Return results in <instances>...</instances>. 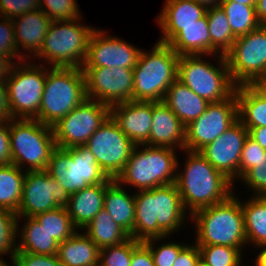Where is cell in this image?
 I'll return each instance as SVG.
<instances>
[{
	"mask_svg": "<svg viewBox=\"0 0 266 266\" xmlns=\"http://www.w3.org/2000/svg\"><path fill=\"white\" fill-rule=\"evenodd\" d=\"M188 216L175 183L137 191L133 239L171 237L186 225Z\"/></svg>",
	"mask_w": 266,
	"mask_h": 266,
	"instance_id": "1",
	"label": "cell"
},
{
	"mask_svg": "<svg viewBox=\"0 0 266 266\" xmlns=\"http://www.w3.org/2000/svg\"><path fill=\"white\" fill-rule=\"evenodd\" d=\"M183 153L186 154L185 165L182 169L177 161L175 184L189 215L220 203L233 194V182L215 169L200 152L183 149Z\"/></svg>",
	"mask_w": 266,
	"mask_h": 266,
	"instance_id": "2",
	"label": "cell"
},
{
	"mask_svg": "<svg viewBox=\"0 0 266 266\" xmlns=\"http://www.w3.org/2000/svg\"><path fill=\"white\" fill-rule=\"evenodd\" d=\"M197 245H223L243 251L247 246L244 216L235 191L226 200L193 212Z\"/></svg>",
	"mask_w": 266,
	"mask_h": 266,
	"instance_id": "3",
	"label": "cell"
},
{
	"mask_svg": "<svg viewBox=\"0 0 266 266\" xmlns=\"http://www.w3.org/2000/svg\"><path fill=\"white\" fill-rule=\"evenodd\" d=\"M179 55L168 45L156 42L151 51L141 48L133 69V100L160 102L177 80Z\"/></svg>",
	"mask_w": 266,
	"mask_h": 266,
	"instance_id": "4",
	"label": "cell"
},
{
	"mask_svg": "<svg viewBox=\"0 0 266 266\" xmlns=\"http://www.w3.org/2000/svg\"><path fill=\"white\" fill-rule=\"evenodd\" d=\"M177 152L168 147L135 145L116 180L122 186L137 188L136 191L175 183L179 160Z\"/></svg>",
	"mask_w": 266,
	"mask_h": 266,
	"instance_id": "5",
	"label": "cell"
},
{
	"mask_svg": "<svg viewBox=\"0 0 266 266\" xmlns=\"http://www.w3.org/2000/svg\"><path fill=\"white\" fill-rule=\"evenodd\" d=\"M86 99L82 68L48 66L36 120L53 127Z\"/></svg>",
	"mask_w": 266,
	"mask_h": 266,
	"instance_id": "6",
	"label": "cell"
},
{
	"mask_svg": "<svg viewBox=\"0 0 266 266\" xmlns=\"http://www.w3.org/2000/svg\"><path fill=\"white\" fill-rule=\"evenodd\" d=\"M82 19L51 21L42 48L34 60H44V65L49 67L82 68L87 58L90 36L96 29L82 24Z\"/></svg>",
	"mask_w": 266,
	"mask_h": 266,
	"instance_id": "7",
	"label": "cell"
},
{
	"mask_svg": "<svg viewBox=\"0 0 266 266\" xmlns=\"http://www.w3.org/2000/svg\"><path fill=\"white\" fill-rule=\"evenodd\" d=\"M206 56L209 55L179 56L177 79L209 103L221 102L235 93L237 85L231 78L225 55L215 54L214 65L204 59Z\"/></svg>",
	"mask_w": 266,
	"mask_h": 266,
	"instance_id": "8",
	"label": "cell"
},
{
	"mask_svg": "<svg viewBox=\"0 0 266 266\" xmlns=\"http://www.w3.org/2000/svg\"><path fill=\"white\" fill-rule=\"evenodd\" d=\"M12 163L24 171H47L56 148L53 128L36 119H10Z\"/></svg>",
	"mask_w": 266,
	"mask_h": 266,
	"instance_id": "9",
	"label": "cell"
},
{
	"mask_svg": "<svg viewBox=\"0 0 266 266\" xmlns=\"http://www.w3.org/2000/svg\"><path fill=\"white\" fill-rule=\"evenodd\" d=\"M38 64L35 61L19 60L14 63L5 80L13 119L38 117L47 73V67L43 63Z\"/></svg>",
	"mask_w": 266,
	"mask_h": 266,
	"instance_id": "10",
	"label": "cell"
},
{
	"mask_svg": "<svg viewBox=\"0 0 266 266\" xmlns=\"http://www.w3.org/2000/svg\"><path fill=\"white\" fill-rule=\"evenodd\" d=\"M47 172L69 195L108 179L95 156L85 146L56 147L50 155Z\"/></svg>",
	"mask_w": 266,
	"mask_h": 266,
	"instance_id": "11",
	"label": "cell"
},
{
	"mask_svg": "<svg viewBox=\"0 0 266 266\" xmlns=\"http://www.w3.org/2000/svg\"><path fill=\"white\" fill-rule=\"evenodd\" d=\"M233 82L250 84L266 72V25L236 38L232 48L225 54Z\"/></svg>",
	"mask_w": 266,
	"mask_h": 266,
	"instance_id": "12",
	"label": "cell"
},
{
	"mask_svg": "<svg viewBox=\"0 0 266 266\" xmlns=\"http://www.w3.org/2000/svg\"><path fill=\"white\" fill-rule=\"evenodd\" d=\"M109 116V105L87 98L52 127L56 147L84 146Z\"/></svg>",
	"mask_w": 266,
	"mask_h": 266,
	"instance_id": "13",
	"label": "cell"
},
{
	"mask_svg": "<svg viewBox=\"0 0 266 266\" xmlns=\"http://www.w3.org/2000/svg\"><path fill=\"white\" fill-rule=\"evenodd\" d=\"M84 146L95 156L106 176L116 179L124 170L135 144L109 116Z\"/></svg>",
	"mask_w": 266,
	"mask_h": 266,
	"instance_id": "14",
	"label": "cell"
},
{
	"mask_svg": "<svg viewBox=\"0 0 266 266\" xmlns=\"http://www.w3.org/2000/svg\"><path fill=\"white\" fill-rule=\"evenodd\" d=\"M238 121L235 93L221 102L210 103L206 111L186 126L184 149L200 152Z\"/></svg>",
	"mask_w": 266,
	"mask_h": 266,
	"instance_id": "15",
	"label": "cell"
},
{
	"mask_svg": "<svg viewBox=\"0 0 266 266\" xmlns=\"http://www.w3.org/2000/svg\"><path fill=\"white\" fill-rule=\"evenodd\" d=\"M86 96L110 107L133 100V69L123 67H82Z\"/></svg>",
	"mask_w": 266,
	"mask_h": 266,
	"instance_id": "16",
	"label": "cell"
},
{
	"mask_svg": "<svg viewBox=\"0 0 266 266\" xmlns=\"http://www.w3.org/2000/svg\"><path fill=\"white\" fill-rule=\"evenodd\" d=\"M70 195L47 171H26L17 217L37 214L65 207Z\"/></svg>",
	"mask_w": 266,
	"mask_h": 266,
	"instance_id": "17",
	"label": "cell"
},
{
	"mask_svg": "<svg viewBox=\"0 0 266 266\" xmlns=\"http://www.w3.org/2000/svg\"><path fill=\"white\" fill-rule=\"evenodd\" d=\"M107 31L96 28L89 39L87 58L83 67H123L134 69L141 49Z\"/></svg>",
	"mask_w": 266,
	"mask_h": 266,
	"instance_id": "18",
	"label": "cell"
},
{
	"mask_svg": "<svg viewBox=\"0 0 266 266\" xmlns=\"http://www.w3.org/2000/svg\"><path fill=\"white\" fill-rule=\"evenodd\" d=\"M247 137L248 130L238 120L216 140L205 146L200 153L234 184L239 180L241 152Z\"/></svg>",
	"mask_w": 266,
	"mask_h": 266,
	"instance_id": "19",
	"label": "cell"
},
{
	"mask_svg": "<svg viewBox=\"0 0 266 266\" xmlns=\"http://www.w3.org/2000/svg\"><path fill=\"white\" fill-rule=\"evenodd\" d=\"M110 116L121 131L135 144L149 140L152 126V101H135L114 104Z\"/></svg>",
	"mask_w": 266,
	"mask_h": 266,
	"instance_id": "20",
	"label": "cell"
},
{
	"mask_svg": "<svg viewBox=\"0 0 266 266\" xmlns=\"http://www.w3.org/2000/svg\"><path fill=\"white\" fill-rule=\"evenodd\" d=\"M12 22L17 47V59L33 60L31 57H35L42 48L51 23L50 18L41 9H37L13 18Z\"/></svg>",
	"mask_w": 266,
	"mask_h": 266,
	"instance_id": "21",
	"label": "cell"
},
{
	"mask_svg": "<svg viewBox=\"0 0 266 266\" xmlns=\"http://www.w3.org/2000/svg\"><path fill=\"white\" fill-rule=\"evenodd\" d=\"M186 127L176 114L163 102H152V126L149 146L184 149Z\"/></svg>",
	"mask_w": 266,
	"mask_h": 266,
	"instance_id": "22",
	"label": "cell"
},
{
	"mask_svg": "<svg viewBox=\"0 0 266 266\" xmlns=\"http://www.w3.org/2000/svg\"><path fill=\"white\" fill-rule=\"evenodd\" d=\"M206 10L204 5L194 0H165L156 18L162 32L158 42L167 44L181 30V26L196 23L206 14Z\"/></svg>",
	"mask_w": 266,
	"mask_h": 266,
	"instance_id": "23",
	"label": "cell"
},
{
	"mask_svg": "<svg viewBox=\"0 0 266 266\" xmlns=\"http://www.w3.org/2000/svg\"><path fill=\"white\" fill-rule=\"evenodd\" d=\"M113 180L108 178L104 183L89 185L70 195L65 207L78 230L84 229L104 208L105 190Z\"/></svg>",
	"mask_w": 266,
	"mask_h": 266,
	"instance_id": "24",
	"label": "cell"
},
{
	"mask_svg": "<svg viewBox=\"0 0 266 266\" xmlns=\"http://www.w3.org/2000/svg\"><path fill=\"white\" fill-rule=\"evenodd\" d=\"M167 44L179 56L210 55L215 57V54H212V42L206 14L196 23L181 26V30Z\"/></svg>",
	"mask_w": 266,
	"mask_h": 266,
	"instance_id": "25",
	"label": "cell"
},
{
	"mask_svg": "<svg viewBox=\"0 0 266 266\" xmlns=\"http://www.w3.org/2000/svg\"><path fill=\"white\" fill-rule=\"evenodd\" d=\"M22 228H19V221ZM20 230V231H19ZM16 252L32 253L37 255L57 254L59 242L53 238L34 217H17ZM20 242V243H19Z\"/></svg>",
	"mask_w": 266,
	"mask_h": 266,
	"instance_id": "26",
	"label": "cell"
},
{
	"mask_svg": "<svg viewBox=\"0 0 266 266\" xmlns=\"http://www.w3.org/2000/svg\"><path fill=\"white\" fill-rule=\"evenodd\" d=\"M163 102L176 114L185 127L202 115L210 104L178 79L168 88Z\"/></svg>",
	"mask_w": 266,
	"mask_h": 266,
	"instance_id": "27",
	"label": "cell"
},
{
	"mask_svg": "<svg viewBox=\"0 0 266 266\" xmlns=\"http://www.w3.org/2000/svg\"><path fill=\"white\" fill-rule=\"evenodd\" d=\"M116 179L105 190L104 209L113 220L133 238L135 222V193L128 194Z\"/></svg>",
	"mask_w": 266,
	"mask_h": 266,
	"instance_id": "28",
	"label": "cell"
},
{
	"mask_svg": "<svg viewBox=\"0 0 266 266\" xmlns=\"http://www.w3.org/2000/svg\"><path fill=\"white\" fill-rule=\"evenodd\" d=\"M57 256L63 266H99L100 248L84 231L77 230L59 243Z\"/></svg>",
	"mask_w": 266,
	"mask_h": 266,
	"instance_id": "29",
	"label": "cell"
},
{
	"mask_svg": "<svg viewBox=\"0 0 266 266\" xmlns=\"http://www.w3.org/2000/svg\"><path fill=\"white\" fill-rule=\"evenodd\" d=\"M244 216L247 245L266 244V196H252L239 199Z\"/></svg>",
	"mask_w": 266,
	"mask_h": 266,
	"instance_id": "30",
	"label": "cell"
},
{
	"mask_svg": "<svg viewBox=\"0 0 266 266\" xmlns=\"http://www.w3.org/2000/svg\"><path fill=\"white\" fill-rule=\"evenodd\" d=\"M238 120L245 128L266 127V100L249 84L238 85Z\"/></svg>",
	"mask_w": 266,
	"mask_h": 266,
	"instance_id": "31",
	"label": "cell"
},
{
	"mask_svg": "<svg viewBox=\"0 0 266 266\" xmlns=\"http://www.w3.org/2000/svg\"><path fill=\"white\" fill-rule=\"evenodd\" d=\"M82 231L100 248L119 245L130 236L103 208Z\"/></svg>",
	"mask_w": 266,
	"mask_h": 266,
	"instance_id": "32",
	"label": "cell"
},
{
	"mask_svg": "<svg viewBox=\"0 0 266 266\" xmlns=\"http://www.w3.org/2000/svg\"><path fill=\"white\" fill-rule=\"evenodd\" d=\"M25 173L13 163L0 166V208L18 213Z\"/></svg>",
	"mask_w": 266,
	"mask_h": 266,
	"instance_id": "33",
	"label": "cell"
},
{
	"mask_svg": "<svg viewBox=\"0 0 266 266\" xmlns=\"http://www.w3.org/2000/svg\"><path fill=\"white\" fill-rule=\"evenodd\" d=\"M206 16L212 42V54L225 55L236 40L231 31L228 18L219 5L207 8Z\"/></svg>",
	"mask_w": 266,
	"mask_h": 266,
	"instance_id": "34",
	"label": "cell"
},
{
	"mask_svg": "<svg viewBox=\"0 0 266 266\" xmlns=\"http://www.w3.org/2000/svg\"><path fill=\"white\" fill-rule=\"evenodd\" d=\"M233 35L238 38L258 28L261 23L256 16L255 6L242 5L233 1H220Z\"/></svg>",
	"mask_w": 266,
	"mask_h": 266,
	"instance_id": "35",
	"label": "cell"
},
{
	"mask_svg": "<svg viewBox=\"0 0 266 266\" xmlns=\"http://www.w3.org/2000/svg\"><path fill=\"white\" fill-rule=\"evenodd\" d=\"M34 218L59 243L70 238L78 230L74 226L66 207L59 206L53 210L37 214Z\"/></svg>",
	"mask_w": 266,
	"mask_h": 266,
	"instance_id": "36",
	"label": "cell"
},
{
	"mask_svg": "<svg viewBox=\"0 0 266 266\" xmlns=\"http://www.w3.org/2000/svg\"><path fill=\"white\" fill-rule=\"evenodd\" d=\"M201 260L207 266H244L243 252L223 245H198Z\"/></svg>",
	"mask_w": 266,
	"mask_h": 266,
	"instance_id": "37",
	"label": "cell"
},
{
	"mask_svg": "<svg viewBox=\"0 0 266 266\" xmlns=\"http://www.w3.org/2000/svg\"><path fill=\"white\" fill-rule=\"evenodd\" d=\"M140 243L130 237L122 244L100 249L99 266H130L132 251Z\"/></svg>",
	"mask_w": 266,
	"mask_h": 266,
	"instance_id": "38",
	"label": "cell"
},
{
	"mask_svg": "<svg viewBox=\"0 0 266 266\" xmlns=\"http://www.w3.org/2000/svg\"><path fill=\"white\" fill-rule=\"evenodd\" d=\"M167 238L169 239V236L161 238H151L143 241V243L150 249L152 253L154 266H172L179 252L187 245L186 243H175L172 241H169V243L167 241V243H165L164 240H166ZM157 242L160 245H157Z\"/></svg>",
	"mask_w": 266,
	"mask_h": 266,
	"instance_id": "39",
	"label": "cell"
},
{
	"mask_svg": "<svg viewBox=\"0 0 266 266\" xmlns=\"http://www.w3.org/2000/svg\"><path fill=\"white\" fill-rule=\"evenodd\" d=\"M76 0H39L41 9L51 21H67L82 18Z\"/></svg>",
	"mask_w": 266,
	"mask_h": 266,
	"instance_id": "40",
	"label": "cell"
},
{
	"mask_svg": "<svg viewBox=\"0 0 266 266\" xmlns=\"http://www.w3.org/2000/svg\"><path fill=\"white\" fill-rule=\"evenodd\" d=\"M17 216L12 211L0 208V258L16 252Z\"/></svg>",
	"mask_w": 266,
	"mask_h": 266,
	"instance_id": "41",
	"label": "cell"
},
{
	"mask_svg": "<svg viewBox=\"0 0 266 266\" xmlns=\"http://www.w3.org/2000/svg\"><path fill=\"white\" fill-rule=\"evenodd\" d=\"M245 183L252 196H266V154L255 167L249 169L239 180Z\"/></svg>",
	"mask_w": 266,
	"mask_h": 266,
	"instance_id": "42",
	"label": "cell"
},
{
	"mask_svg": "<svg viewBox=\"0 0 266 266\" xmlns=\"http://www.w3.org/2000/svg\"><path fill=\"white\" fill-rule=\"evenodd\" d=\"M266 154L257 142L249 136L245 139L239 164V179L252 167H255Z\"/></svg>",
	"mask_w": 266,
	"mask_h": 266,
	"instance_id": "43",
	"label": "cell"
},
{
	"mask_svg": "<svg viewBox=\"0 0 266 266\" xmlns=\"http://www.w3.org/2000/svg\"><path fill=\"white\" fill-rule=\"evenodd\" d=\"M2 18V20H1ZM0 54L9 56L14 62L17 58V47L14 37L12 19L0 16Z\"/></svg>",
	"mask_w": 266,
	"mask_h": 266,
	"instance_id": "44",
	"label": "cell"
},
{
	"mask_svg": "<svg viewBox=\"0 0 266 266\" xmlns=\"http://www.w3.org/2000/svg\"><path fill=\"white\" fill-rule=\"evenodd\" d=\"M39 9V0H0V16L13 19Z\"/></svg>",
	"mask_w": 266,
	"mask_h": 266,
	"instance_id": "45",
	"label": "cell"
},
{
	"mask_svg": "<svg viewBox=\"0 0 266 266\" xmlns=\"http://www.w3.org/2000/svg\"><path fill=\"white\" fill-rule=\"evenodd\" d=\"M17 266H63L55 255H37L32 253L15 252Z\"/></svg>",
	"mask_w": 266,
	"mask_h": 266,
	"instance_id": "46",
	"label": "cell"
},
{
	"mask_svg": "<svg viewBox=\"0 0 266 266\" xmlns=\"http://www.w3.org/2000/svg\"><path fill=\"white\" fill-rule=\"evenodd\" d=\"M201 260L200 250L198 245L187 244L178 254L172 266H196Z\"/></svg>",
	"mask_w": 266,
	"mask_h": 266,
	"instance_id": "47",
	"label": "cell"
},
{
	"mask_svg": "<svg viewBox=\"0 0 266 266\" xmlns=\"http://www.w3.org/2000/svg\"><path fill=\"white\" fill-rule=\"evenodd\" d=\"M12 163L9 121L0 122V166Z\"/></svg>",
	"mask_w": 266,
	"mask_h": 266,
	"instance_id": "48",
	"label": "cell"
},
{
	"mask_svg": "<svg viewBox=\"0 0 266 266\" xmlns=\"http://www.w3.org/2000/svg\"><path fill=\"white\" fill-rule=\"evenodd\" d=\"M130 266H154L152 253L143 242L132 251Z\"/></svg>",
	"mask_w": 266,
	"mask_h": 266,
	"instance_id": "49",
	"label": "cell"
},
{
	"mask_svg": "<svg viewBox=\"0 0 266 266\" xmlns=\"http://www.w3.org/2000/svg\"><path fill=\"white\" fill-rule=\"evenodd\" d=\"M11 118L8 94L5 81H0V122L9 121Z\"/></svg>",
	"mask_w": 266,
	"mask_h": 266,
	"instance_id": "50",
	"label": "cell"
},
{
	"mask_svg": "<svg viewBox=\"0 0 266 266\" xmlns=\"http://www.w3.org/2000/svg\"><path fill=\"white\" fill-rule=\"evenodd\" d=\"M248 136L266 150V127L246 128Z\"/></svg>",
	"mask_w": 266,
	"mask_h": 266,
	"instance_id": "51",
	"label": "cell"
},
{
	"mask_svg": "<svg viewBox=\"0 0 266 266\" xmlns=\"http://www.w3.org/2000/svg\"><path fill=\"white\" fill-rule=\"evenodd\" d=\"M14 63L9 56L0 54V81H5L9 77Z\"/></svg>",
	"mask_w": 266,
	"mask_h": 266,
	"instance_id": "52",
	"label": "cell"
},
{
	"mask_svg": "<svg viewBox=\"0 0 266 266\" xmlns=\"http://www.w3.org/2000/svg\"><path fill=\"white\" fill-rule=\"evenodd\" d=\"M263 99L266 100V78L258 77L255 78L249 84Z\"/></svg>",
	"mask_w": 266,
	"mask_h": 266,
	"instance_id": "53",
	"label": "cell"
},
{
	"mask_svg": "<svg viewBox=\"0 0 266 266\" xmlns=\"http://www.w3.org/2000/svg\"><path fill=\"white\" fill-rule=\"evenodd\" d=\"M255 10L258 21L266 25V0H257Z\"/></svg>",
	"mask_w": 266,
	"mask_h": 266,
	"instance_id": "54",
	"label": "cell"
},
{
	"mask_svg": "<svg viewBox=\"0 0 266 266\" xmlns=\"http://www.w3.org/2000/svg\"><path fill=\"white\" fill-rule=\"evenodd\" d=\"M257 248L258 250L260 249V251L256 256L254 266H266V244L255 247V249Z\"/></svg>",
	"mask_w": 266,
	"mask_h": 266,
	"instance_id": "55",
	"label": "cell"
},
{
	"mask_svg": "<svg viewBox=\"0 0 266 266\" xmlns=\"http://www.w3.org/2000/svg\"><path fill=\"white\" fill-rule=\"evenodd\" d=\"M198 4L204 5L206 8L218 6L220 0H194Z\"/></svg>",
	"mask_w": 266,
	"mask_h": 266,
	"instance_id": "56",
	"label": "cell"
},
{
	"mask_svg": "<svg viewBox=\"0 0 266 266\" xmlns=\"http://www.w3.org/2000/svg\"><path fill=\"white\" fill-rule=\"evenodd\" d=\"M220 1H233L247 6H255L257 2V0H220Z\"/></svg>",
	"mask_w": 266,
	"mask_h": 266,
	"instance_id": "57",
	"label": "cell"
},
{
	"mask_svg": "<svg viewBox=\"0 0 266 266\" xmlns=\"http://www.w3.org/2000/svg\"><path fill=\"white\" fill-rule=\"evenodd\" d=\"M10 262L11 263H8L5 258H0V266H17V263L15 261V258H14V255L10 256ZM11 264V265H10Z\"/></svg>",
	"mask_w": 266,
	"mask_h": 266,
	"instance_id": "58",
	"label": "cell"
},
{
	"mask_svg": "<svg viewBox=\"0 0 266 266\" xmlns=\"http://www.w3.org/2000/svg\"><path fill=\"white\" fill-rule=\"evenodd\" d=\"M196 266H207L202 260H200Z\"/></svg>",
	"mask_w": 266,
	"mask_h": 266,
	"instance_id": "59",
	"label": "cell"
}]
</instances>
